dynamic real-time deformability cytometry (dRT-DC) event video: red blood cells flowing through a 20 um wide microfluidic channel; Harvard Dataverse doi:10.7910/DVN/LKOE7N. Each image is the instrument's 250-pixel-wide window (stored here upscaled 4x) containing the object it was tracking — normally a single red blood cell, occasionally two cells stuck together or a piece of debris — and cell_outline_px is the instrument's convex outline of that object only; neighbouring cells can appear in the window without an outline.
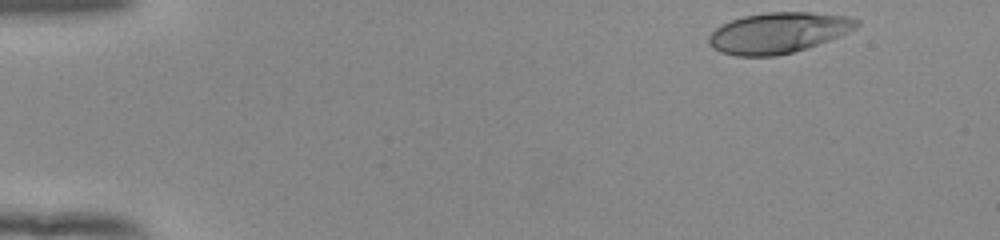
{"species": "human", "species_latin": "Homo sapiens", "temperature_condition": "room temperature", "stored_images_in_passage": 49, "camera_frame_rate_fps": 3000, "um_per_image_px": 0.085, "donor": {"sex": "female"}, "frame": {"image": 1, "passage_image": 1, "time_ms": 0.0, "image_size_px": [1000, 240], "cell_outline_px": [[860, 24], [848, 32], [840, 36], [808, 48], [776, 56], [736, 56], [720, 52], [712, 48], [708, 44], [708, 36], [720, 24], [744, 16], [768, 12], [812, 12], [848, 16], [860, 20]], "centroid_in_image_um": [66.15, 2.79], "position_along_channel_um": 18.9, "area_um2": 35.26}}
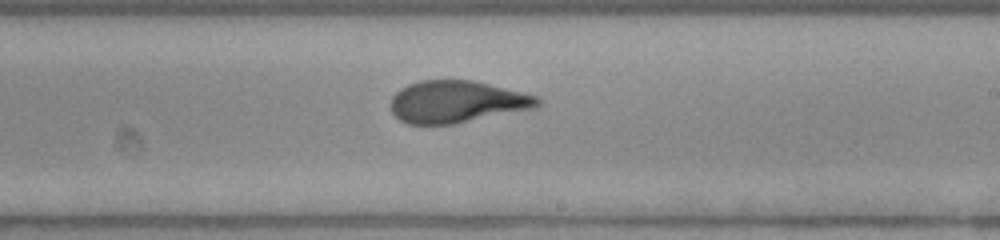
{"frame": {"image": 2, "passage_image": 28, "time_ms": 9.0, "image_size_px": [1000, 240], "cell_outline_px": [[540, 104], [536, 108], [456, 124], [408, 124], [400, 120], [392, 112], [388, 104], [392, 96], [400, 88], [408, 84], [420, 80], [472, 80], [540, 96]], "centroid_in_image_um": [38.82, 8.65], "position_along_channel_um": 250.2, "area_um2": 36.41}}
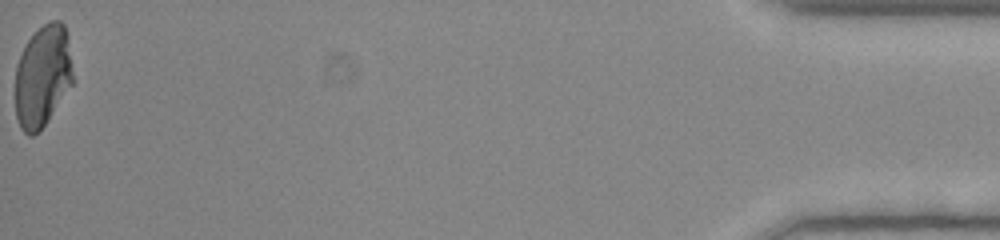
{"frame": {"image": 3, "passage_image": 49, "time_ms": 16.0, "image_size_px": [1000, 240], "cell_outline_px": [[72, 84], [44, 124], [32, 136], [28, 136], [20, 128], [16, 116], [16, 64], [28, 40], [44, 24], [52, 20], [60, 20], [64, 24], [68, 36], [72, 72]], "centroid_in_image_um": [3.62, 6.45], "position_along_channel_um": 431.6, "area_um2": 33.7}, "authors_computed_cell_mechanics": {"area_um2": 35.6626, "velocity_mm_per_s": 3.8876, "shape_relaxation_time_tau1_ms": 9.4476, "shape_relaxation_time_tau2_ms": 0.7376, "deformation_change_tau1": 0.3048, "deformation_change_tau2": 0.0608}}